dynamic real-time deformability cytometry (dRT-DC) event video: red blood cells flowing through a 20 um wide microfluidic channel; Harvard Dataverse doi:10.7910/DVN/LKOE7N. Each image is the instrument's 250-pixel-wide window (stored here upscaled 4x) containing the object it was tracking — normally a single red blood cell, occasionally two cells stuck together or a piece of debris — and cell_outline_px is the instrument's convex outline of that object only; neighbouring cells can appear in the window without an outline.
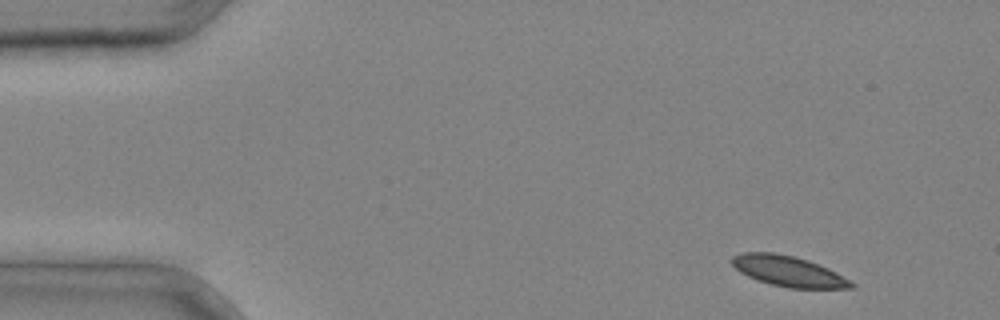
{"species": "common noctule bat (a hibernating species)", "species_latin": "Nyctalus noctula", "temperature_condition": "cold", "stored_images_in_passage": 2, "camera_frame_rate_fps": 3000, "um_per_image_px": 0.085, "animal": {"sex": "male", "body_mass_g": 20.4}, "frame": {"image": 1, "passage_image": 1, "time_ms": 0.0, "image_size_px": [1000, 320], "cell_outline_px": [[856, 288], [788, 288], [772, 284], [748, 276], [740, 272], [732, 264], [732, 256], [744, 252], [776, 252], [808, 260], [828, 268], [836, 272], [856, 284]], "centroid_in_image_um": [67.03, 23.05], "position_along_channel_um": 18.0, "area_um2": 21.04}}